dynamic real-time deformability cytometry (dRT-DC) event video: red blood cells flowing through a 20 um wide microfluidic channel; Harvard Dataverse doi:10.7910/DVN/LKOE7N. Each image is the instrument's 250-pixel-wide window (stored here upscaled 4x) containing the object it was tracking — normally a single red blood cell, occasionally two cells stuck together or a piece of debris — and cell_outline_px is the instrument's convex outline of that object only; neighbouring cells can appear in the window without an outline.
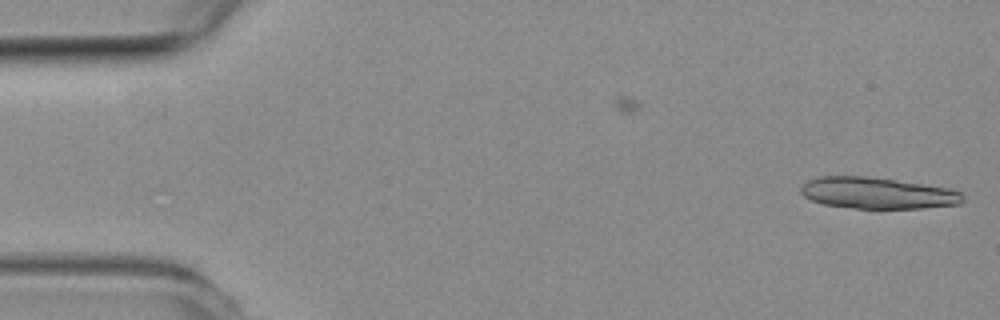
{"species": "common noctule bat (a hibernating species)", "species_latin": "Nyctalus noctula", "temperature_condition": "room temperature", "stored_images_in_passage": 8, "camera_frame_rate_fps": 3000, "um_per_image_px": 0.085, "animal": {"sex": "female", "body_mass_g": 19.3, "forearm_length_mm": 54.1}, "frame": {"image": 1, "passage_image": 8, "time_ms": 2.333, "image_size_px": [1000, 320], "cell_outline_px": [[964, 200], [960, 204], [924, 208], [856, 208], [824, 204], [812, 200], [804, 196], [800, 192], [800, 188], [808, 180], [820, 176], [868, 176], [924, 184], [948, 188], [960, 192], [964, 196]], "centroid_in_image_um": [74.59, 16.41], "position_along_channel_um": 10.4, "area_um2": 29.54}}